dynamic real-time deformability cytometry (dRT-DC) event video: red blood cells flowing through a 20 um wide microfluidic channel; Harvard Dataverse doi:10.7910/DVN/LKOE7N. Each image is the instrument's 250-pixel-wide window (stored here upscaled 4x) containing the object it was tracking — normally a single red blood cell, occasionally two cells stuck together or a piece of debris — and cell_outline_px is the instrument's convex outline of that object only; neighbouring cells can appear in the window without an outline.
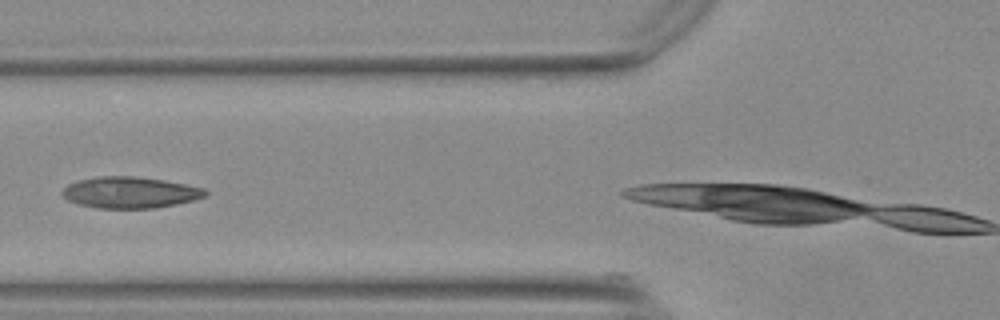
{"species": "Egyptian fruit bat (a non-hibernating species)", "species_latin": "Rousettus aegyptiacus", "temperature_condition": "warm", "stored_images_in_passage": 10, "camera_frame_rate_fps": 3000, "um_per_image_px": 0.085, "animal": {"sex": "female"}, "frame": {"image": 1, "passage_image": 7, "time_ms": 2.0, "image_size_px": [1000, 320], "cell_outline_px": [[208, 192], [204, 196], [192, 200], [176, 204], [156, 208], [96, 208], [80, 204], [68, 200], [60, 192], [68, 184], [80, 180], [96, 176], [136, 176], [164, 180], [204, 188]], "centroid_in_image_um": [11.04, 16.35], "position_along_channel_um": 114.8, "area_um2": 25.95}}